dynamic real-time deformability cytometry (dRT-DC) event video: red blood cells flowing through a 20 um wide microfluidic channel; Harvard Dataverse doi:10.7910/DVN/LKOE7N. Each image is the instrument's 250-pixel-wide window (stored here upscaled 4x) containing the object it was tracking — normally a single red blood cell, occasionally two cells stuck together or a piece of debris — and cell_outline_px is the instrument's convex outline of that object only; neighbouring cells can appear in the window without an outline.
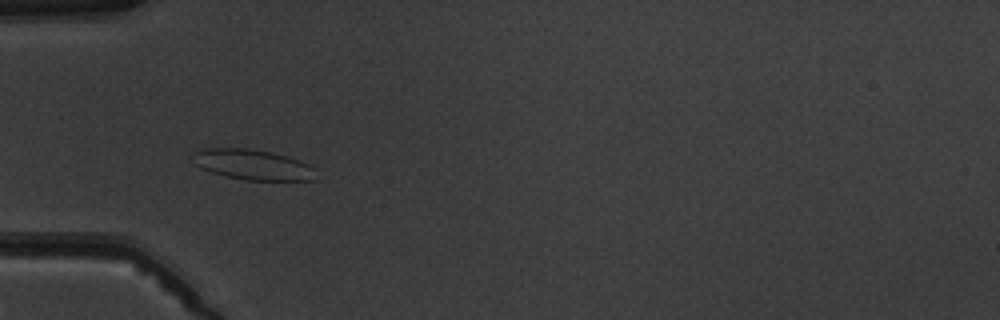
{"species": "common noctule bat (a hibernating species)", "species_latin": "Nyctalus noctula", "temperature_condition": "warm", "stored_images_in_passage": 6, "camera_frame_rate_fps": 3000, "um_per_image_px": 0.085, "animal": {"sex": "male", "body_mass_g": 19.5, "forearm_length_mm": 54.6}, "frame": {"image": 1, "passage_image": 5, "time_ms": 4.667, "image_size_px": [1000, 320], "cell_outline_px": [[312, 180], [244, 180], [224, 176], [200, 168], [188, 156], [192, 152], [204, 148], [248, 148], [272, 152], [300, 160], [308, 164], [312, 168]], "centroid_in_image_um": [21.36, 13.97], "position_along_channel_um": 63.6, "area_um2": 21.79}}